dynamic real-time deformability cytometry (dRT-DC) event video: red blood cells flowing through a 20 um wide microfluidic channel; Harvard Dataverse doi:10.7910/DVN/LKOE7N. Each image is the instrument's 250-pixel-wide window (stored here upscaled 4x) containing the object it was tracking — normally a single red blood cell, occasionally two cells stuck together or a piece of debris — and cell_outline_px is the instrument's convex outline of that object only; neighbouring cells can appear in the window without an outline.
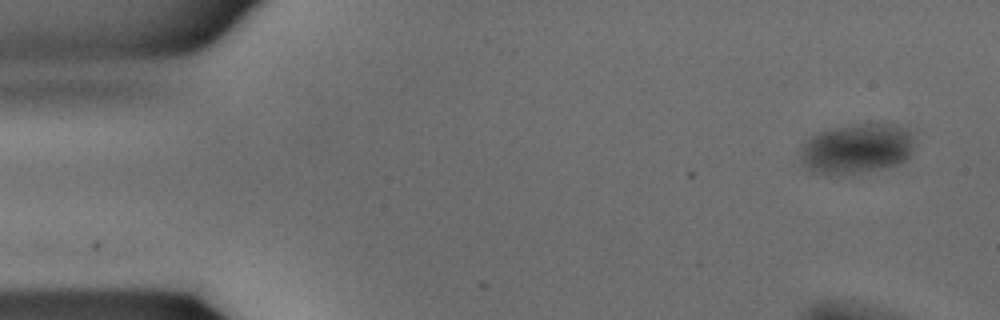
{"species": "common noctule bat (a hibernating species)", "species_latin": "Nyctalus noctula", "temperature_condition": "warm", "stored_images_in_passage": 9, "camera_frame_rate_fps": 3000, "um_per_image_px": 0.085, "animal": {"sex": "male", "body_mass_g": 15.6}, "frame": {"image": 1, "passage_image": 1, "time_ms": 0.0, "image_size_px": [1000, 320], "cell_outline_px": [[912, 152], [900, 164], [884, 168], [860, 172], [812, 172], [800, 164], [800, 144], [804, 140], [828, 128], [848, 124], [872, 120], [896, 124], [908, 128], [912, 136]], "centroid_in_image_um": [72.81, 12.55], "position_along_channel_um": 12.2, "area_um2": 33.99}}